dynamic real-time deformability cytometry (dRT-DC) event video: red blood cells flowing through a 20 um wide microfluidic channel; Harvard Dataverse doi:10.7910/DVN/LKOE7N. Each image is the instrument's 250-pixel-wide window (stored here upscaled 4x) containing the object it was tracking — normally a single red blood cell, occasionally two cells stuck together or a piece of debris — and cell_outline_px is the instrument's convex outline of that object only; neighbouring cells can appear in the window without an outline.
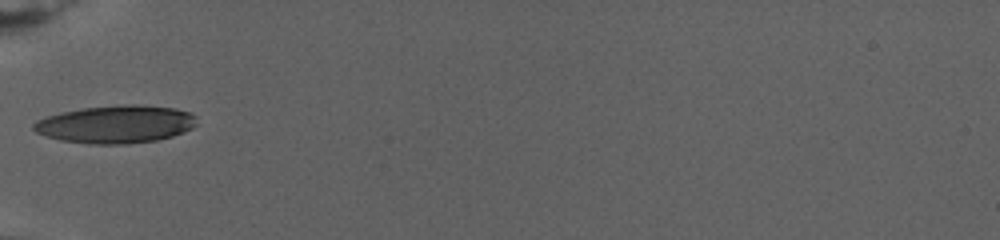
{"species": "human", "species_latin": "Homo sapiens", "temperature_condition": "warm", "stored_images_in_passage": 15, "camera_frame_rate_fps": 3000, "um_per_image_px": 0.085, "donor": {"sex": "female"}, "frame": {"image": 1, "passage_image": 1, "time_ms": 0.0, "image_size_px": [1000, 240], "cell_outline_px": [[196, 124], [192, 128], [184, 132], [172, 136], [156, 140], [124, 144], [88, 144], [60, 140], [36, 132], [32, 128], [32, 124], [36, 120], [48, 116], [64, 112], [84, 108], [116, 104], [136, 104], [176, 108], [192, 112], [196, 116]], "centroid_in_image_um": [9.88, 10.55], "position_along_channel_um": 75.1, "area_um2": 36.07}}
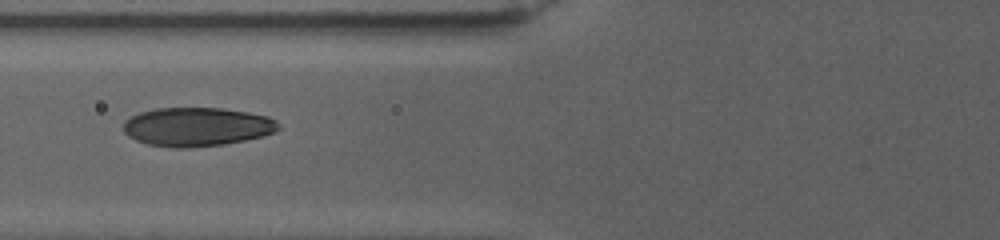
{"frame": {"image": 2, "passage_image": 3, "time_ms": 1.333, "image_size_px": [1000, 240], "cell_outline_px": [[280, 128], [264, 136], [224, 144], [184, 148], [180, 148], [148, 144], [136, 140], [128, 136], [124, 132], [124, 120], [140, 112], [156, 108], [220, 108], [248, 112], [268, 116], [276, 120]], "centroid_in_image_um": [16.74, 10.77], "position_along_channel_um": 109.1, "area_um2": 34.91}}
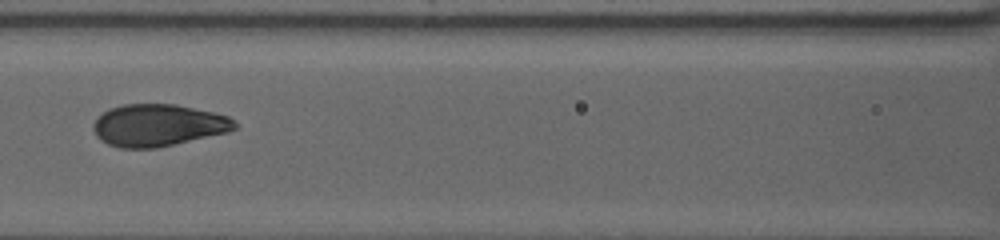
{"frame": {"image": 3, "passage_image": 5, "time_ms": 3.0, "image_size_px": [1000, 240], "cell_outline_px": [[240, 124], [236, 128], [228, 132], [156, 148], [120, 148], [108, 144], [100, 140], [96, 136], [92, 128], [92, 124], [104, 112], [112, 108], [124, 104], [176, 104], [212, 112], [228, 116]], "centroid_in_image_um": [13.45, 10.65], "position_along_channel_um": 153.2, "area_um2": 34.62}}